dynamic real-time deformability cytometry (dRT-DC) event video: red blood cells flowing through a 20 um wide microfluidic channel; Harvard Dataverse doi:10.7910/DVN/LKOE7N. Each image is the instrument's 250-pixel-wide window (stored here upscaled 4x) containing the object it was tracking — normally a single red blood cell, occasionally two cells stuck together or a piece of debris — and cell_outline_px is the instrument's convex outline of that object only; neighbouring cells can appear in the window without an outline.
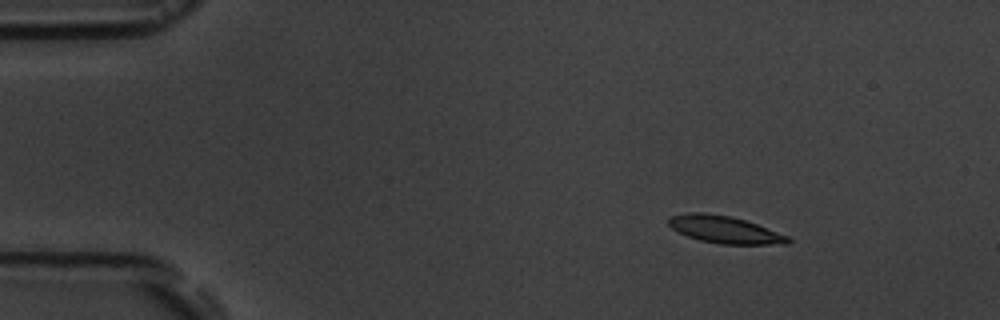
{"species": "common noctule bat (a hibernating species)", "species_latin": "Nyctalus noctula", "temperature_condition": "room temperature", "stored_images_in_passage": 3, "camera_frame_rate_fps": 3000, "um_per_image_px": 0.085, "animal": {"sex": "male", "body_mass_g": 19.5, "forearm_length_mm": 54.6}, "frame": {"image": 1, "passage_image": 1, "time_ms": 0.0, "image_size_px": [1000, 320], "cell_outline_px": [[792, 240], [788, 244], [720, 244], [700, 240], [688, 236], [672, 228], [668, 224], [668, 216], [688, 212], [704, 212], [732, 216], [756, 224], [788, 236]], "centroid_in_image_um": [61.57, 19.5], "position_along_channel_um": 23.4, "area_um2": 18.9}}